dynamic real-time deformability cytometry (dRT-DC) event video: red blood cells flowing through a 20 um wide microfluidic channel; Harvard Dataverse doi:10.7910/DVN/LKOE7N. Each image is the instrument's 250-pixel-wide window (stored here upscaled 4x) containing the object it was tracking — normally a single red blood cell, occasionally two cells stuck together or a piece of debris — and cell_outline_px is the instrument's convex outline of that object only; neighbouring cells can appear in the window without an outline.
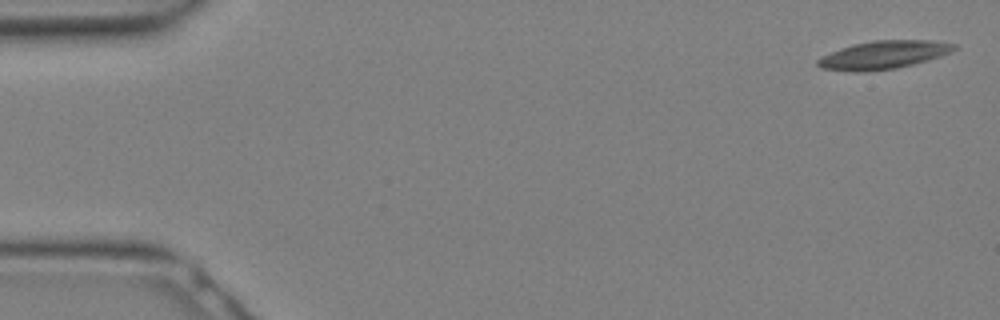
{"species": "Egyptian fruit bat (a non-hibernating species)", "species_latin": "Rousettus aegyptiacus", "temperature_condition": "warm", "stored_images_in_passage": 11, "camera_frame_rate_fps": 3000, "um_per_image_px": 0.085, "animal": {"sex": "female"}, "frame": {"image": 1, "passage_image": 1, "time_ms": 0.0, "image_size_px": [1000, 320], "cell_outline_px": [[956, 48], [940, 56], [928, 60], [896, 68], [864, 72], [856, 72], [820, 68], [816, 64], [816, 60], [840, 48], [852, 44], [872, 40], [932, 40], [956, 44]], "centroid_in_image_um": [75.07, 4.66], "position_along_channel_um": 9.9, "area_um2": 22.25}}
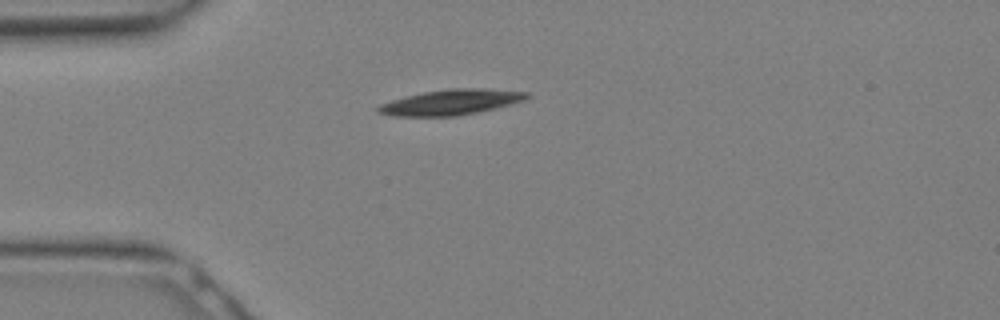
{"frame": {"image": 2, "passage_image": 8, "time_ms": 2.333, "image_size_px": [1000, 320], "cell_outline_px": [[532, 96], [524, 100], [512, 104], [496, 108], [456, 116], [392, 116], [376, 112], [376, 108], [380, 104], [404, 96], [424, 92], [448, 88], [480, 88], [528, 92]], "centroid_in_image_um": [38.33, 8.68], "position_along_channel_um": 46.7, "area_um2": 22.08}}
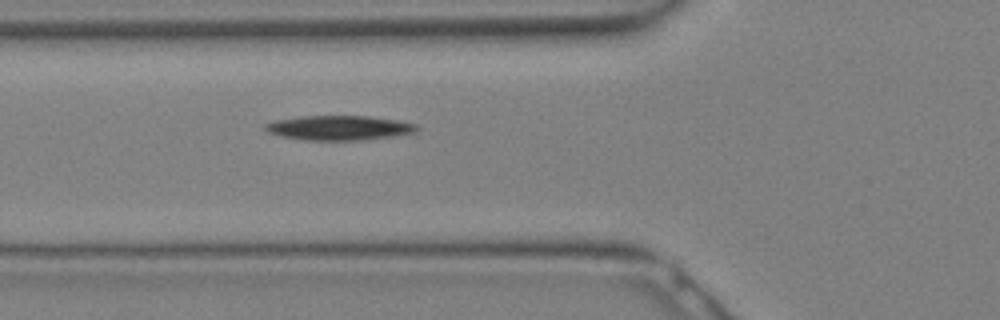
{"frame": {"image": 3, "passage_image": 11, "time_ms": 3.333, "image_size_px": [1000, 320], "cell_outline_px": [[420, 128], [416, 132], [396, 136], [360, 140], [300, 140], [280, 136], [268, 132], [264, 128], [264, 124], [276, 120], [300, 116], [368, 116], [396, 120], [416, 124]], "centroid_in_image_um": [28.82, 10.87], "position_along_channel_um": 97.0, "area_um2": 21.85}}